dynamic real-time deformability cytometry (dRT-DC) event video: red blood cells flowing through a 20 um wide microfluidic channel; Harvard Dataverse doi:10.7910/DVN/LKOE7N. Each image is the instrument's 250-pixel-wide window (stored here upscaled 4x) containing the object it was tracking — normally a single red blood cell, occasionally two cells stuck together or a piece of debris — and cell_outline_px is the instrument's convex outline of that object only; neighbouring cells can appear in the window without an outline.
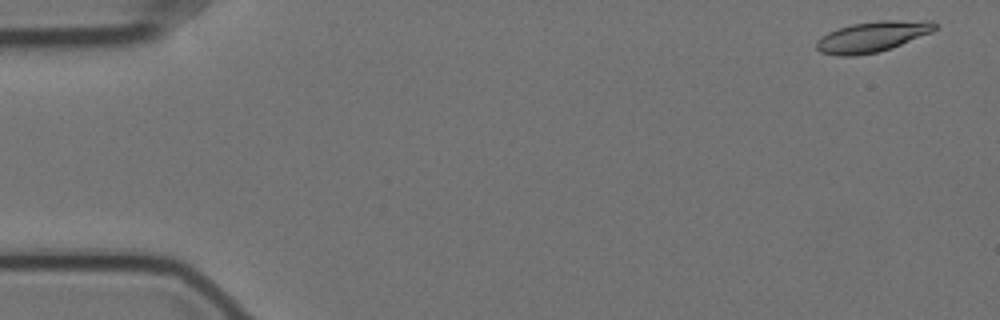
{"species": "Egyptian fruit bat (a non-hibernating species)", "species_latin": "Rousettus aegyptiacus", "temperature_condition": "cold", "stored_images_in_passage": 57, "camera_frame_rate_fps": 3000, "um_per_image_px": 0.085, "animal": {"sex": "female"}, "frame": {"image": 1, "passage_image": 2, "time_ms": 0.333, "image_size_px": [1000, 320], "cell_outline_px": [[936, 28], [932, 32], [892, 48], [876, 52], [856, 56], [840, 56], [820, 52], [816, 48], [816, 40], [820, 36], [828, 32], [852, 24], [880, 20], [932, 20], [936, 24]], "centroid_in_image_um": [74.15, 3.11], "position_along_channel_um": 10.9, "area_um2": 21.21}}
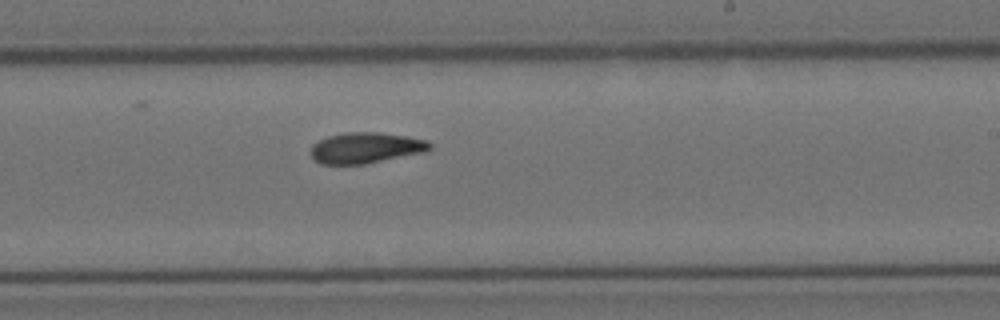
{"frame": {"image": 2, "passage_image": 34, "time_ms": 11.0, "image_size_px": [1000, 320], "cell_outline_px": [[432, 148], [424, 152], [364, 164], [320, 164], [312, 160], [312, 144], [328, 136], [344, 132], [380, 132], [408, 136], [428, 140], [432, 144]], "centroid_in_image_um": [31.1, 12.56], "position_along_channel_um": 257.9, "area_um2": 21.5}}
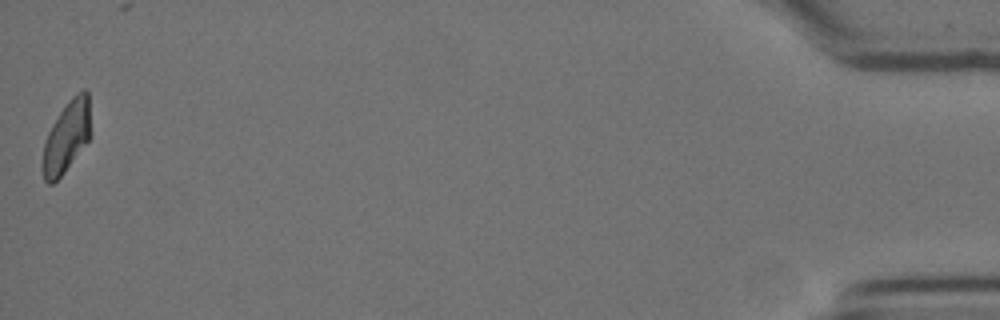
{"frame": {"image": 3, "passage_image": 57, "time_ms": 18.667, "image_size_px": [1000, 320], "cell_outline_px": [[92, 136], [64, 172], [52, 184], [48, 184], [44, 180], [40, 168], [40, 164], [44, 140], [52, 124], [68, 100], [76, 92], [84, 88], [88, 92]], "centroid_in_image_um": [5.65, 11.63], "position_along_channel_um": 429.6, "area_um2": 20.58}, "authors_computed_cell_mechanics": {"area_um2": 21.1548, "velocity_mm_per_s": 3.492, "shape_relaxation_time_tau1_ms": 7.8204, "shape_relaxation_time_tau2_ms": 5.1054, "deformation_change_tau1": 0.1736, "deformation_change_tau2": 0.1161}}